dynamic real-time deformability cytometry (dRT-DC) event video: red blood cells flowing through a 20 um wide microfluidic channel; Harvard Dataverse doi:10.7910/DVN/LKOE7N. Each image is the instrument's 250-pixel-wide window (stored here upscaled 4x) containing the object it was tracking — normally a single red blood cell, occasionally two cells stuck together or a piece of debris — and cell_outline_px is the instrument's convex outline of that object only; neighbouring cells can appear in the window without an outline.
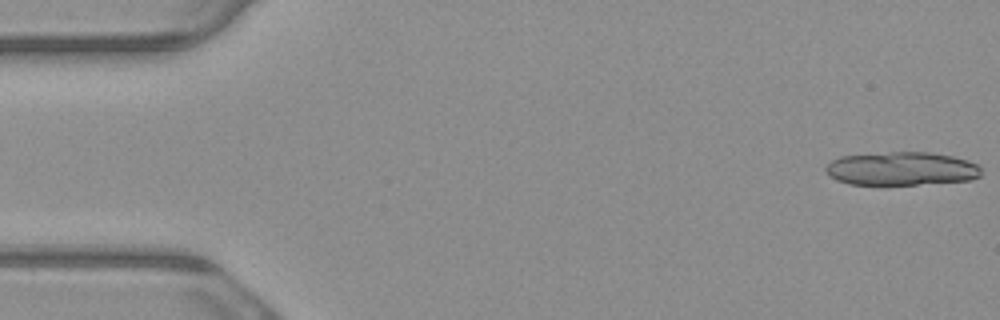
{"species": "common noctule bat (a hibernating species)", "species_latin": "Nyctalus noctula", "temperature_condition": "warm", "stored_images_in_passage": 5, "camera_frame_rate_fps": 3000, "um_per_image_px": 0.085, "animal": {"sex": "male", "body_mass_g": 23.1, "forearm_length_mm": 52.7}, "frame": {"image": 1, "passage_image": 1, "time_ms": 0.0, "image_size_px": [1000, 320], "cell_outline_px": [[980, 176], [972, 180], [916, 184], [848, 184], [836, 180], [824, 168], [832, 160], [840, 156], [888, 152], [932, 152], [952, 156], [968, 160], [976, 164], [980, 168]], "centroid_in_image_um": [76.64, 14.33], "position_along_channel_um": 8.4, "area_um2": 30.17}}